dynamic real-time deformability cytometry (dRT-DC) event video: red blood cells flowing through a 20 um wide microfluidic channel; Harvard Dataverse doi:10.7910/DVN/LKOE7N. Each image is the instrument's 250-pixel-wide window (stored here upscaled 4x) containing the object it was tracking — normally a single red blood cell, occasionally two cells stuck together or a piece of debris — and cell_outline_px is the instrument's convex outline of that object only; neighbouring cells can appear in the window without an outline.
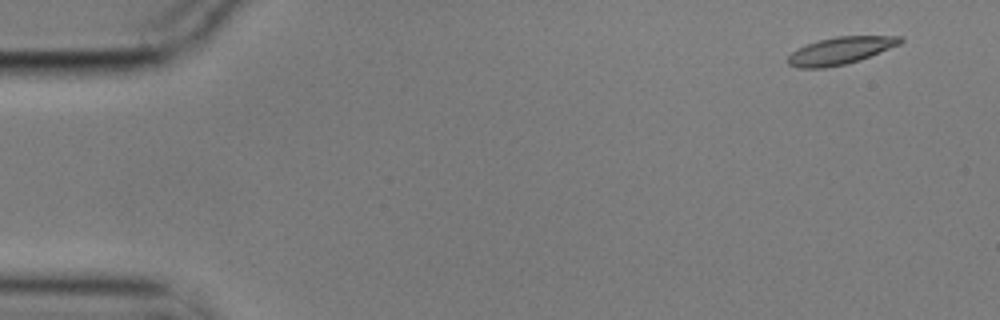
{"species": "common noctule bat (a hibernating species)", "species_latin": "Nyctalus noctula", "temperature_condition": "cold", "stored_images_in_passage": 54, "camera_frame_rate_fps": 3000, "um_per_image_px": 0.085, "animal": {"sex": "male", "body_mass_g": 17.9}, "frame": {"image": 1, "passage_image": 1, "time_ms": 0.0, "image_size_px": [1000, 320], "cell_outline_px": [[904, 40], [900, 44], [860, 60], [844, 64], [824, 68], [800, 68], [788, 64], [788, 56], [792, 52], [808, 44], [820, 40], [836, 36], [904, 36]], "centroid_in_image_um": [71.47, 4.3], "position_along_channel_um": 13.5, "area_um2": 17.63}}
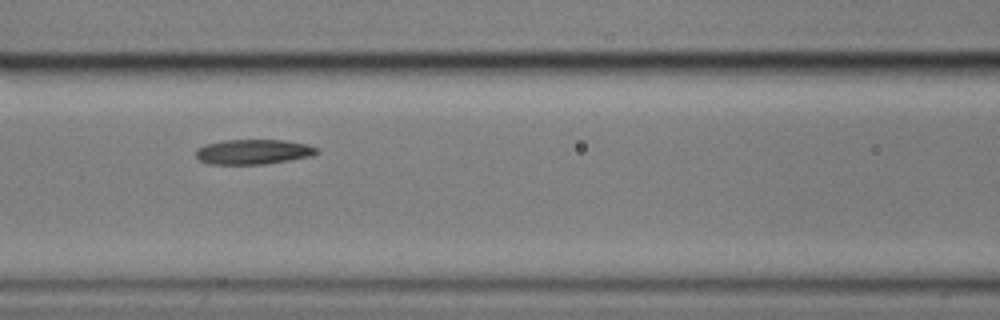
{"frame": {"image": 2, "passage_image": 22, "time_ms": 7.0, "image_size_px": [1000, 320], "cell_outline_px": [[320, 152], [312, 156], [264, 164], [208, 164], [200, 160], [196, 156], [196, 148], [208, 144], [224, 140], [284, 140], [308, 144], [316, 148]], "centroid_in_image_um": [21.54, 12.9], "position_along_channel_um": 145.1, "area_um2": 17.51}}
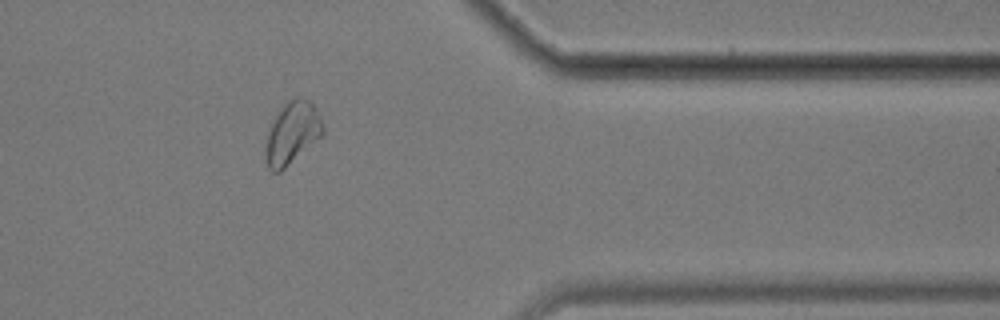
{"frame": {"image": 3, "passage_image": 44, "time_ms": 14.333, "image_size_px": [1000, 320], "cell_outline_px": [[324, 132], [320, 136], [280, 172], [272, 172], [268, 168], [264, 152], [264, 148], [268, 132], [272, 120], [276, 112], [284, 100], [296, 96], [300, 96], [308, 100], [316, 108], [324, 124]], "centroid_in_image_um": [24.8, 11.24], "position_along_channel_um": 386.6, "area_um2": 21.04}, "authors_computed_cell_mechanics": {"area_um2": 18.207, "velocity_mm_per_s": 3.513, "shape_relaxation_time_tau1_ms": 7.3621, "shape_relaxation_time_tau2_ms": null, "deformation_change_tau1": 0.1568, "deformation_change_tau2": null}}